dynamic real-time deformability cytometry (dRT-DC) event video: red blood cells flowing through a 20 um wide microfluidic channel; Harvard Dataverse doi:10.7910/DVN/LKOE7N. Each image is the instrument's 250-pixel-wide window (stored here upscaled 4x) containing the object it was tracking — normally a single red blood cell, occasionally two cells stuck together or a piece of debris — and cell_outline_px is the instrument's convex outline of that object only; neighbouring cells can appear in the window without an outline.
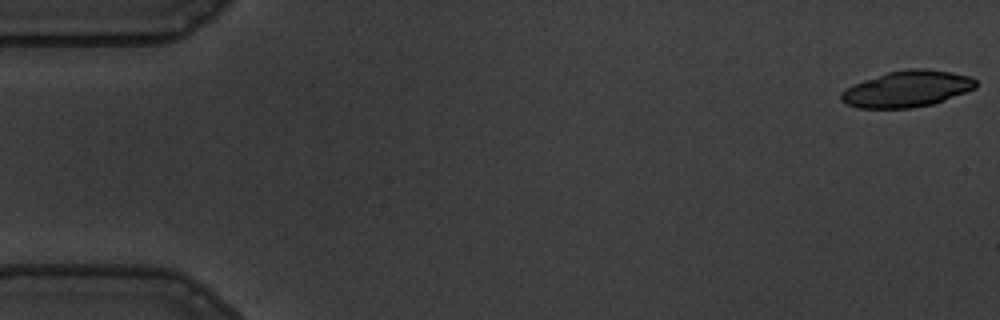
{"species": "common noctule bat (a hibernating species)", "species_latin": "Nyctalus noctula", "temperature_condition": "warm", "stored_images_in_passage": 13, "camera_frame_rate_fps": 3000, "um_per_image_px": 0.085, "animal": {"sex": "male", "body_mass_g": 19.5, "forearm_length_mm": 54.6}, "frame": {"image": 1, "passage_image": 1, "time_ms": 0.0, "image_size_px": [1000, 320], "cell_outline_px": [[976, 88], [944, 100], [932, 104], [912, 108], [860, 108], [848, 104], [840, 100], [840, 92], [864, 80], [888, 72], [908, 68], [924, 68], [952, 72], [972, 76], [976, 80]], "centroid_in_image_um": [77.13, 7.55], "position_along_channel_um": 7.9, "area_um2": 28.38}}